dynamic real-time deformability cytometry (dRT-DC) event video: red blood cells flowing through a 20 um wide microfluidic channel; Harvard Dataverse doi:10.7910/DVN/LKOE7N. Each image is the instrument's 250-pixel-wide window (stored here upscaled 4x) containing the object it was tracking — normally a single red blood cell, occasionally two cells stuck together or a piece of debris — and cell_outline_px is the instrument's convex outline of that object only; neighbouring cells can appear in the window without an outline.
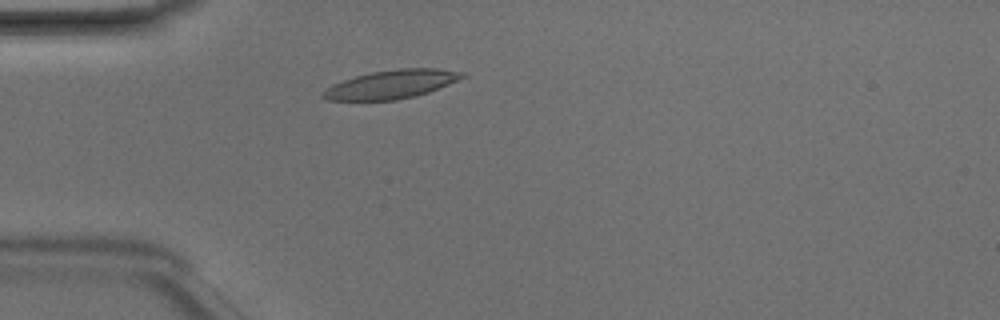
{"species": "Egyptian fruit bat (a non-hibernating species)", "species_latin": "Rousettus aegyptiacus", "temperature_condition": "room temperature", "stored_images_in_passage": 43, "camera_frame_rate_fps": 3000, "um_per_image_px": 0.085, "animal": {"sex": "male"}, "frame": {"image": 1, "passage_image": 8, "time_ms": 2.333, "image_size_px": [1000, 320], "cell_outline_px": [[464, 76], [448, 84], [428, 92], [416, 96], [396, 100], [328, 100], [320, 96], [332, 84], [356, 76], [372, 72], [400, 68], [436, 68], [464, 72]], "centroid_in_image_um": [33.26, 7.17], "position_along_channel_um": 51.7, "area_um2": 22.83}}
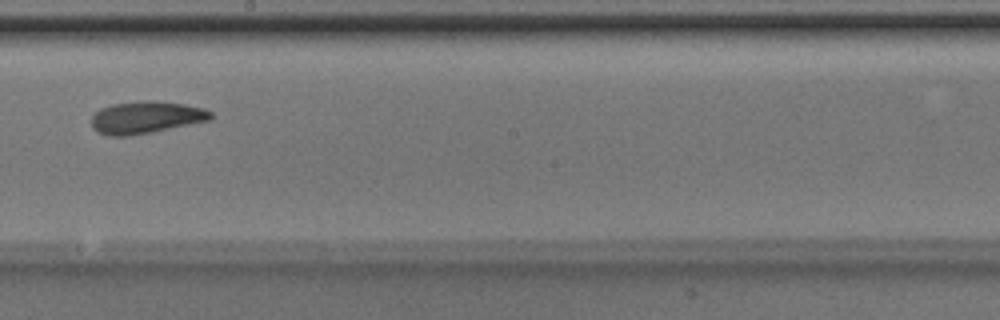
{"frame": {"image": 2, "passage_image": 22, "time_ms": 7.0, "image_size_px": [1000, 320], "cell_outline_px": [[216, 116], [212, 120], [152, 132], [128, 136], [108, 136], [96, 132], [92, 128], [92, 116], [100, 108], [112, 104], [140, 100], [148, 100], [184, 104], [204, 108], [212, 112]], "centroid_in_image_um": [12.43, 9.98], "position_along_channel_um": 235.8, "area_um2": 22.72}}
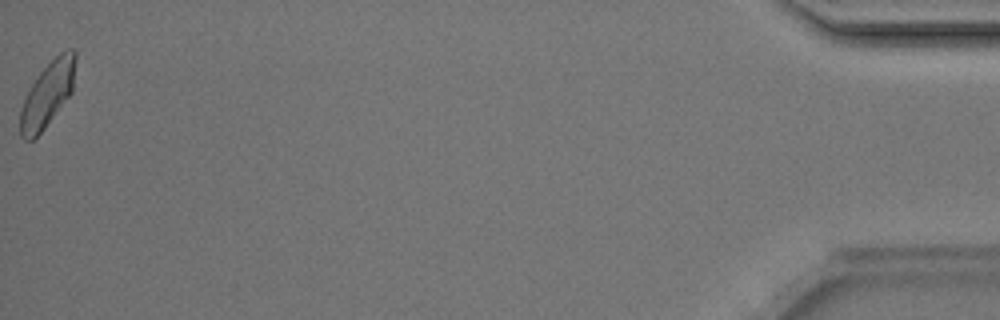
{"frame": {"image": 3, "passage_image": 43, "time_ms": 14.0, "image_size_px": [1000, 320], "cell_outline_px": [[76, 56], [72, 92], [44, 128], [32, 140], [24, 140], [20, 136], [20, 108], [32, 84], [40, 72], [60, 52], [68, 48], [72, 48], [76, 52]], "centroid_in_image_um": [4.04, 8.0], "position_along_channel_um": 431.2, "area_um2": 20.58}, "authors_computed_cell_mechanics": {"area_um2": 22.1374, "velocity_mm_per_s": 4.1827, "shape_relaxation_time_tau1_ms": 3.8429, "shape_relaxation_time_tau2_ms": 3.2529, "deformation_change_tau1": 0.124, "deformation_change_tau2": 0.0943}}